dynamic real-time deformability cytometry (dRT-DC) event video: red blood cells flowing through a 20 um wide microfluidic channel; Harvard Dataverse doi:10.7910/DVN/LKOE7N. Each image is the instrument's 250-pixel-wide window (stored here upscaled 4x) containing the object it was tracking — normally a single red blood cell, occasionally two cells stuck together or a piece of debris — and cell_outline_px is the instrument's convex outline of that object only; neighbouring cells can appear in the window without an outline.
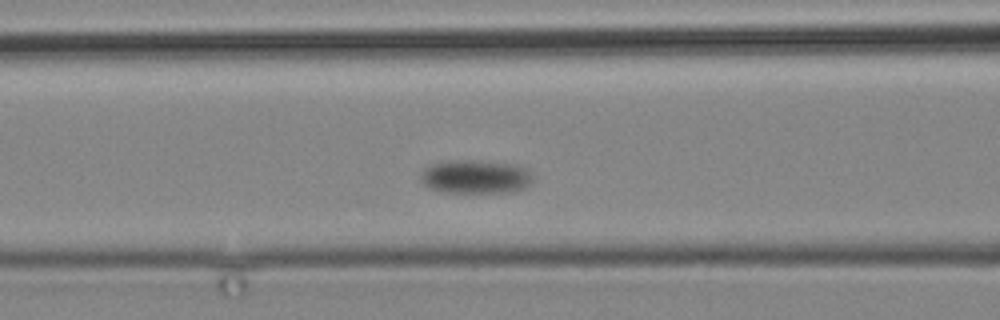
{"species": "common noctule bat (a hibernating species)", "species_latin": "Nyctalus noctula", "temperature_condition": "cold", "stored_images_in_passage": 8, "camera_frame_rate_fps": 3000, "um_per_image_px": 0.085, "animal": {"sex": "male", "body_mass_g": 19.2, "forearm_length_mm": 51.8}, "frame": {"image": 1, "passage_image": 3, "time_ms": 2.333, "image_size_px": [1000, 320], "cell_outline_px": [[532, 184], [528, 188], [508, 192], [440, 192], [424, 184], [420, 180], [420, 172], [424, 168], [432, 164], [448, 160], [472, 160], [516, 164], [528, 168], [532, 176]], "centroid_in_image_um": [40.45, 15.02], "position_along_channel_um": 126.2, "area_um2": 22.31}}
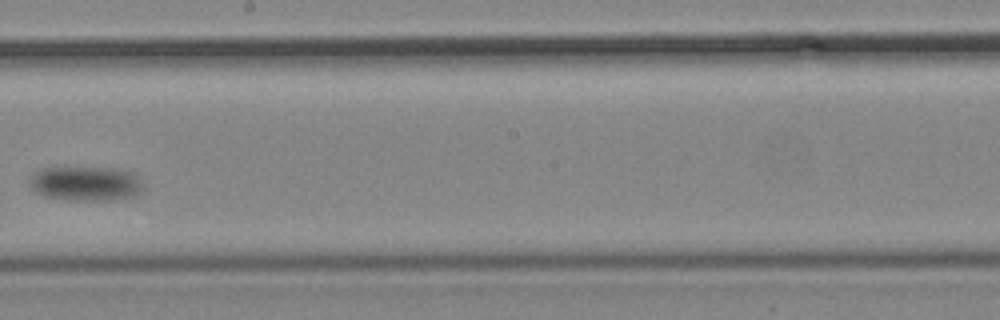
{"frame": {"image": 2, "passage_image": 6, "time_ms": 7.0, "image_size_px": [1000, 320], "cell_outline_px": [[140, 192], [136, 196], [112, 200], [72, 200], [44, 196], [36, 192], [32, 188], [28, 180], [36, 172], [44, 168], [112, 168], [128, 172], [136, 176], [140, 180]], "centroid_in_image_um": [7.26, 15.62], "position_along_channel_um": 240.9, "area_um2": 22.43}}
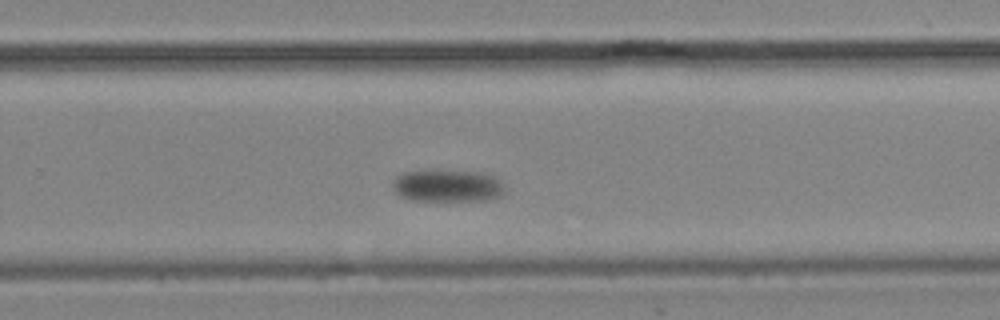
{"frame": {"image": 3, "passage_image": 8, "time_ms": 9.0, "image_size_px": [1000, 320], "cell_outline_px": [[504, 196], [492, 200], [412, 200], [400, 196], [392, 188], [392, 180], [396, 176], [404, 172], [484, 172], [500, 180], [504, 192]], "centroid_in_image_um": [38.06, 15.82], "position_along_channel_um": 291.7, "area_um2": 20.69}}